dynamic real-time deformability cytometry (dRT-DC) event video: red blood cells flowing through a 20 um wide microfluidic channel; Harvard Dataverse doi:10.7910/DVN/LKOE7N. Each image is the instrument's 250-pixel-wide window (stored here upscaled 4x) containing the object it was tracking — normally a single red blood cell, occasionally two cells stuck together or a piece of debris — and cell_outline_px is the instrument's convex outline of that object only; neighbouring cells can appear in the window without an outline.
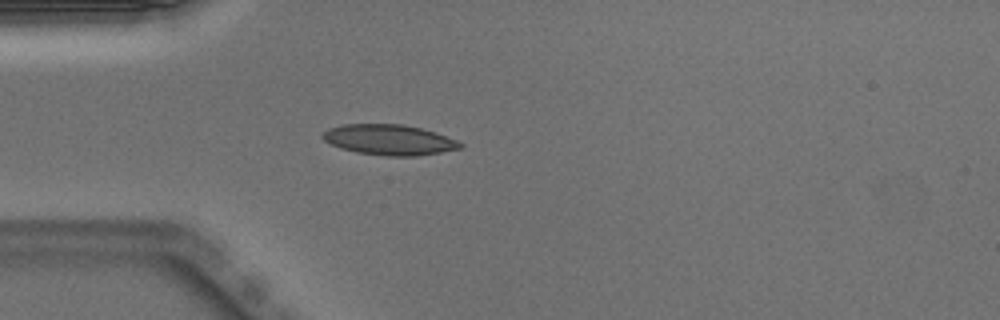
{"species": "Egyptian fruit bat (a non-hibernating species)", "species_latin": "Rousettus aegyptiacus", "temperature_condition": "warm", "stored_images_in_passage": 17, "camera_frame_rate_fps": 3000, "um_per_image_px": 0.085, "animal": {"sex": "male"}, "frame": {"image": 1, "passage_image": 1, "time_ms": 0.0, "image_size_px": [1000, 320], "cell_outline_px": [[464, 148], [416, 156], [384, 156], [356, 152], [340, 148], [324, 140], [320, 136], [328, 128], [340, 124], [404, 124], [436, 132], [456, 140], [464, 144]], "centroid_in_image_um": [33.08, 11.88], "position_along_channel_um": 51.9, "area_um2": 24.57}}
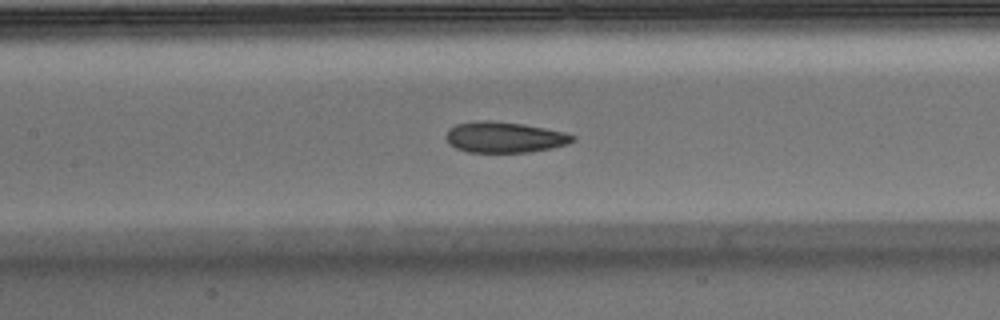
{"frame": {"image": 2, "passage_image": 10, "time_ms": 3.0, "image_size_px": [1000, 320], "cell_outline_px": [[576, 140], [568, 144], [552, 148], [528, 152], [468, 152], [456, 148], [448, 144], [444, 136], [448, 128], [456, 124], [480, 120], [488, 120], [524, 124], [564, 132], [576, 136]], "centroid_in_image_um": [42.85, 11.66], "position_along_channel_um": 164.5, "area_um2": 22.95}}
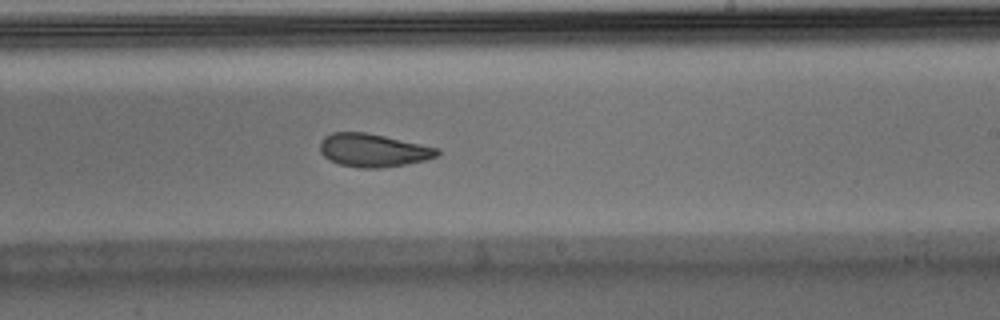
{"frame": {"image": 3, "passage_image": 17, "time_ms": 5.333, "image_size_px": [1000, 320], "cell_outline_px": [[440, 156], [408, 164], [380, 168], [360, 168], [340, 164], [328, 160], [320, 152], [320, 140], [324, 136], [332, 132], [364, 132], [384, 136], [440, 148]], "centroid_in_image_um": [31.72, 12.78], "position_along_channel_um": 257.3, "area_um2": 22.83}}